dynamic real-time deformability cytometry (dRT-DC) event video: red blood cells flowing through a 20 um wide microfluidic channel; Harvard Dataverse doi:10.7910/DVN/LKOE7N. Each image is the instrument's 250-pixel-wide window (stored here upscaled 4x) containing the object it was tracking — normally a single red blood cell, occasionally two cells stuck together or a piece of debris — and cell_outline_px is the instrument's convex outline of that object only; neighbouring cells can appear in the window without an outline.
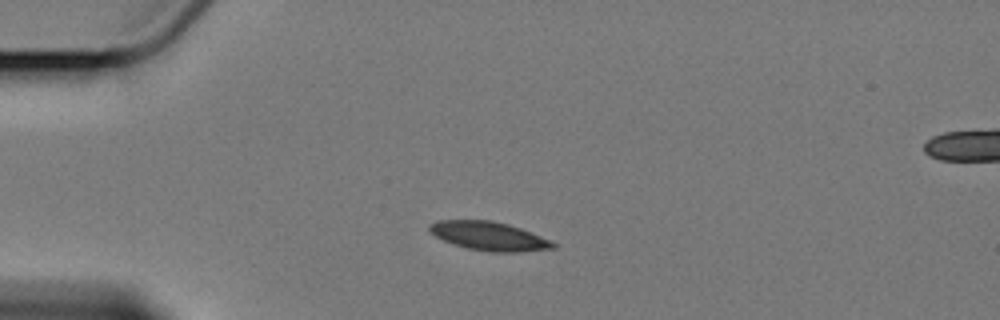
{"species": "Egyptian fruit bat (a non-hibernating species)", "species_latin": "Rousettus aegyptiacus", "temperature_condition": "cold", "stored_images_in_passage": 3, "segment_of_instrument_passage": [1, 2], "camera_frame_rate_fps": 3000, "um_per_image_px": 0.085, "animal": {"sex": "female"}, "frame": {"image": 1, "passage_image": 2, "time_ms": 2.667, "image_size_px": [1000, 320], "cell_outline_px": [[556, 248], [520, 252], [488, 252], [468, 248], [452, 244], [436, 236], [428, 228], [428, 224], [436, 220], [492, 220], [508, 224], [520, 228], [552, 240], [556, 244]], "centroid_in_image_um": [41.58, 20.07], "position_along_channel_um": 43.4, "area_um2": 20.81}}